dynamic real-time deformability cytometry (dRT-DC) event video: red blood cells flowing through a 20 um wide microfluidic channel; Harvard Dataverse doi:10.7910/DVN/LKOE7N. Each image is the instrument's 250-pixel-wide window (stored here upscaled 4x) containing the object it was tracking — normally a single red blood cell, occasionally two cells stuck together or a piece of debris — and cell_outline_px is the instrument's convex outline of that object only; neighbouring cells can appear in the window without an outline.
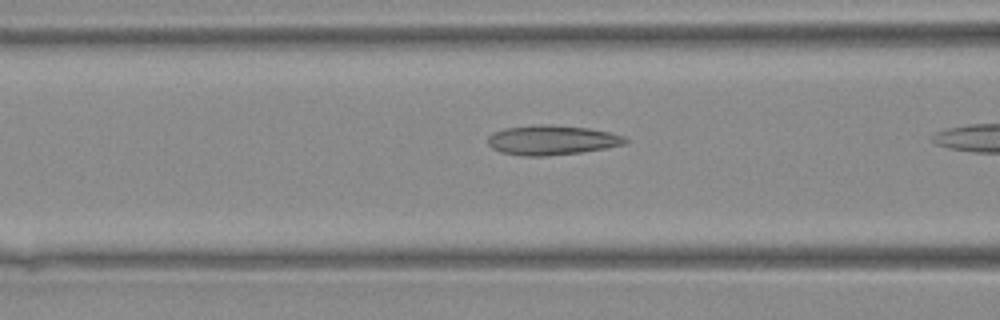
{"species": "Egyptian fruit bat (a non-hibernating species)", "species_latin": "Rousettus aegyptiacus", "temperature_condition": "warm", "stored_images_in_passage": 12, "camera_frame_rate_fps": 3000, "um_per_image_px": 0.085, "animal": {"sex": "female"}, "frame": {"image": 1, "passage_image": 9, "time_ms": 2.667, "image_size_px": [1000, 320], "cell_outline_px": [[628, 140], [624, 144], [604, 148], [580, 152], [548, 156], [524, 156], [500, 152], [492, 148], [488, 144], [488, 136], [492, 132], [504, 128], [544, 124], [548, 124], [588, 128], [608, 132], [624, 136]], "centroid_in_image_um": [46.86, 11.91], "position_along_channel_um": 119.7, "area_um2": 23.64}}